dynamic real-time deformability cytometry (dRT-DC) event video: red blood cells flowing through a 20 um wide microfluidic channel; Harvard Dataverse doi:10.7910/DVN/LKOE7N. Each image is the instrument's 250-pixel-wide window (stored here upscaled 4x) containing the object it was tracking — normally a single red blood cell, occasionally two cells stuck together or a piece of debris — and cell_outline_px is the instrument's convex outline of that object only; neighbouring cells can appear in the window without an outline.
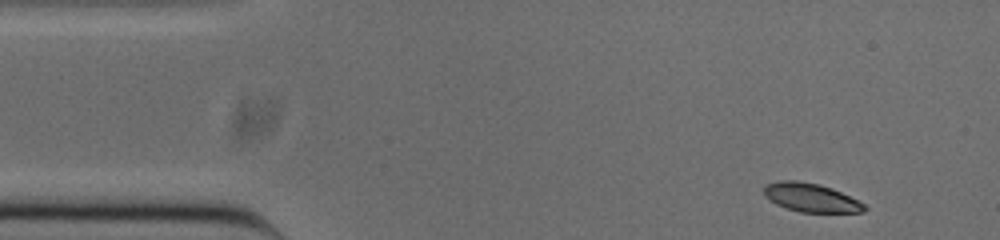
{"species": "common noctule bat (a hibernating species)", "species_latin": "Nyctalus noctula", "temperature_condition": "cold", "stored_images_in_passage": 49, "camera_frame_rate_fps": 3000, "um_per_image_px": 0.085, "animal": {"sex": "male", "body_mass_g": 20.0, "forearm_length_mm": 53.3}, "frame": {"image": 1, "passage_image": 1, "time_ms": 0.0, "image_size_px": [1000, 240], "cell_outline_px": [[868, 208], [864, 212], [800, 212], [776, 204], [764, 196], [764, 188], [768, 184], [780, 180], [796, 180], [820, 184], [832, 188], [864, 204]], "centroid_in_image_um": [68.92, 16.79], "position_along_channel_um": 16.1, "area_um2": 16.59}}
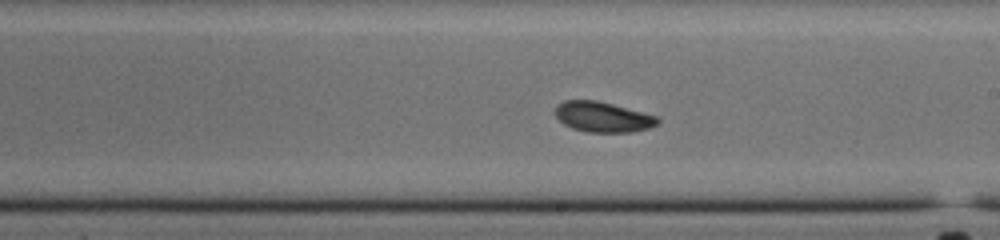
{"frame": {"image": 2, "passage_image": 25, "time_ms": 8.0, "image_size_px": [1000, 240], "cell_outline_px": [[660, 124], [648, 128], [632, 132], [588, 132], [572, 128], [564, 124], [552, 112], [564, 100], [596, 100], [612, 104], [656, 116], [660, 120]], "centroid_in_image_um": [51.23, 9.94], "position_along_channel_um": 237.8, "area_um2": 17.98}}
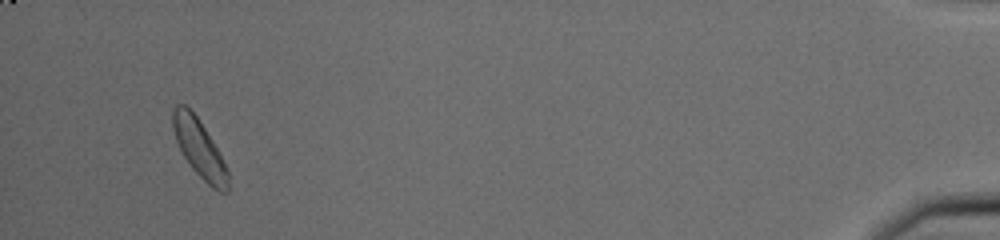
{"frame": {"image": 3, "passage_image": 46, "time_ms": 15.0, "image_size_px": [1000, 240], "cell_outline_px": [[228, 192], [220, 192], [212, 188], [192, 168], [184, 156], [176, 140], [172, 128], [172, 112], [176, 104], [184, 104], [196, 116], [204, 128], [216, 148], [228, 172]], "centroid_in_image_um": [16.92, 12.62], "position_along_channel_um": 418.3, "area_um2": 18.03}, "authors_computed_cell_mechanics": {"area_um2": 18.1492, "velocity_mm_per_s": 3.8175, "shape_relaxation_time_tau1_ms": 2.7116, "shape_relaxation_time_tau2_ms": null, "deformation_change_tau1": 0.1178, "deformation_change_tau2": null}}